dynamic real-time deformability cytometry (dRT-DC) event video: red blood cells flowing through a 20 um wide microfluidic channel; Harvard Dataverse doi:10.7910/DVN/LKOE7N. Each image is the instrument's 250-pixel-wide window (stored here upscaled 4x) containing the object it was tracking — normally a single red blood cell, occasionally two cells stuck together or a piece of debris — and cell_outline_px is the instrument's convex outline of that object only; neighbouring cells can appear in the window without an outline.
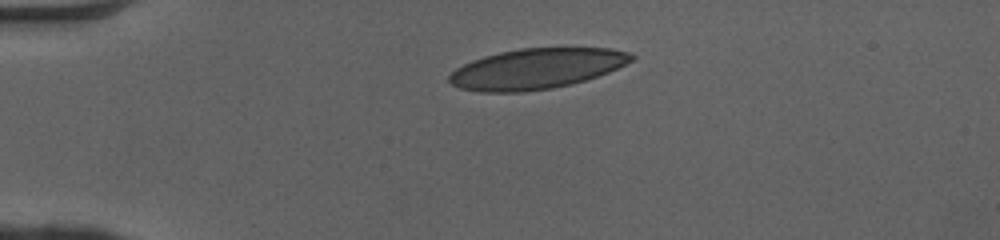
{"species": "human", "species_latin": "Homo sapiens", "temperature_condition": "cold", "stored_images_in_passage": 34, "camera_frame_rate_fps": 3000, "um_per_image_px": 0.085, "donor": {"sex": "female"}, "frame": {"image": 1, "passage_image": 1, "time_ms": 0.0, "image_size_px": [1000, 240], "cell_outline_px": [[636, 56], [632, 60], [608, 72], [572, 84], [552, 88], [524, 92], [480, 92], [460, 88], [452, 84], [448, 80], [448, 76], [456, 68], [472, 60], [484, 56], [500, 52], [520, 48], [608, 48], [628, 52]], "centroid_in_image_um": [45.57, 5.84], "position_along_channel_um": 39.4, "area_um2": 42.71}}
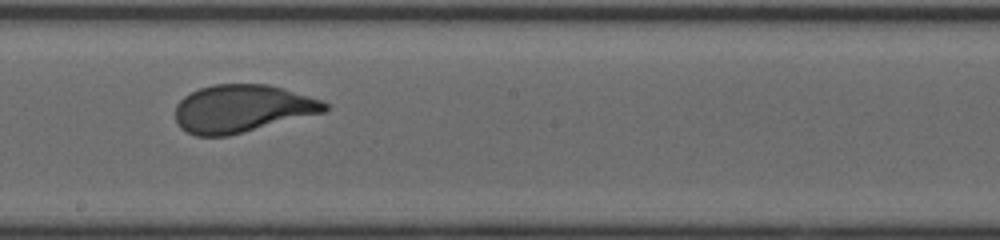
{"frame": {"image": 2, "passage_image": 18, "time_ms": 5.667, "image_size_px": [1000, 240], "cell_outline_px": [[328, 108], [324, 112], [228, 136], [196, 136], [180, 128], [176, 120], [176, 104], [184, 96], [200, 88], [212, 84], [268, 84], [284, 88], [320, 100], [328, 104]], "centroid_in_image_um": [20.55, 9.23], "position_along_channel_um": 227.6, "area_um2": 41.33}}
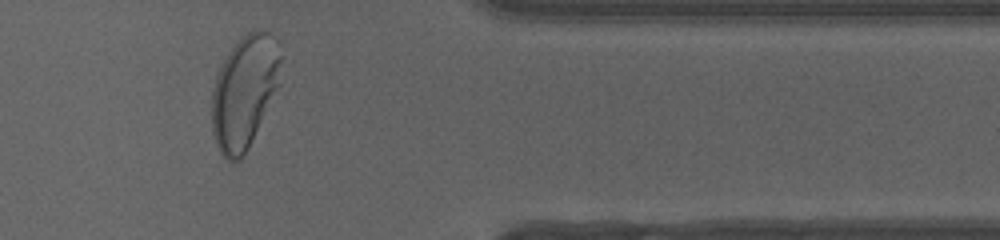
{"frame": {"image": 3, "passage_image": 31, "time_ms": 10.0, "image_size_px": [1000, 240], "cell_outline_px": [[280, 84], [240, 160], [228, 160], [220, 152], [216, 144], [212, 132], [212, 92], [216, 76], [228, 52], [240, 36], [256, 28], [260, 28], [268, 32], [280, 44]], "centroid_in_image_um": [20.78, 7.73], "position_along_channel_um": 390.6, "area_um2": 45.08}, "authors_computed_cell_mechanics": {"area_um2": 42.5697, "velocity_mm_per_s": 4.0818, "shape_relaxation_time_tau1_ms": 4.054, "shape_relaxation_time_tau2_ms": null, "deformation_change_tau1": 0.1857, "deformation_change_tau2": null}}